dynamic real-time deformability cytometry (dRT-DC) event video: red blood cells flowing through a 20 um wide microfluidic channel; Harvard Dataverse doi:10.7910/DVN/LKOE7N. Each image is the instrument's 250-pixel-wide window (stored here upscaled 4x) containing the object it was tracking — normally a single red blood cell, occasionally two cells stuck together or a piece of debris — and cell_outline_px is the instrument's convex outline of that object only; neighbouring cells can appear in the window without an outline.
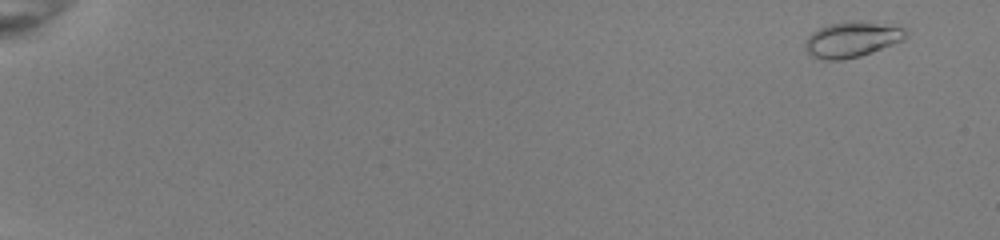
{"species": "common noctule bat (a hibernating species)", "species_latin": "Nyctalus noctula", "temperature_condition": "room temperature", "stored_images_in_passage": 51, "camera_frame_rate_fps": 3000, "um_per_image_px": 0.085, "animal": {"sex": "female", "body_mass_g": 22.0, "forearm_length_mm": 56.7}, "frame": {"image": 1, "passage_image": 1, "time_ms": 0.0, "image_size_px": [1000, 240], "cell_outline_px": [[908, 36], [904, 40], [872, 52], [860, 56], [840, 60], [820, 60], [812, 56], [804, 48], [804, 44], [808, 36], [812, 32], [828, 24], [852, 20], [864, 20], [908, 28]], "centroid_in_image_um": [72.45, 3.34], "position_along_channel_um": 12.6, "area_um2": 21.27}}
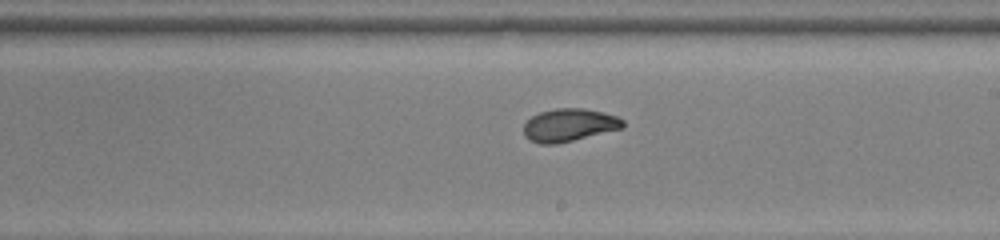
{"frame": {"image": 2, "passage_image": 32, "time_ms": 10.333, "image_size_px": [1000, 240], "cell_outline_px": [[624, 128], [556, 144], [540, 144], [528, 140], [524, 136], [524, 124], [532, 116], [540, 112], [556, 108], [584, 108], [616, 116], [624, 120]], "centroid_in_image_um": [48.36, 10.64], "position_along_channel_um": 240.6, "area_um2": 18.96}}
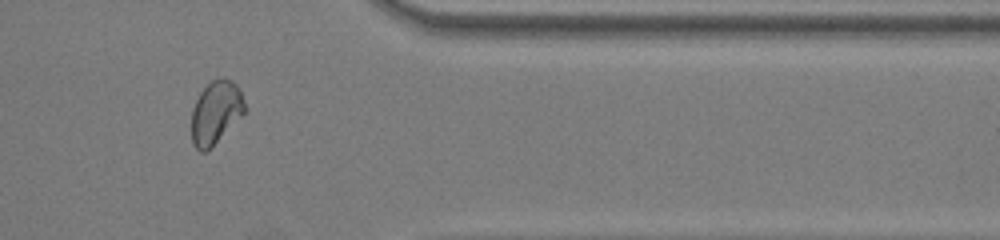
{"frame": {"image": 3, "passage_image": 44, "time_ms": 14.333, "image_size_px": [1000, 240], "cell_outline_px": [[248, 108], [204, 152], [200, 152], [192, 144], [192, 108], [200, 92], [212, 80], [220, 76], [224, 76], [232, 80], [240, 88]], "centroid_in_image_um": [18.35, 9.47], "position_along_channel_um": 393.1, "area_um2": 19.31}, "authors_computed_cell_mechanics": {"area_um2": 19.0162, "velocity_mm_per_s": 4.0034, "shape_relaxation_time_tau1_ms": 4.0815, "shape_relaxation_time_tau2_ms": 0.9812, "deformation_change_tau1": 0.1409, "deformation_change_tau2": 0.0483}}